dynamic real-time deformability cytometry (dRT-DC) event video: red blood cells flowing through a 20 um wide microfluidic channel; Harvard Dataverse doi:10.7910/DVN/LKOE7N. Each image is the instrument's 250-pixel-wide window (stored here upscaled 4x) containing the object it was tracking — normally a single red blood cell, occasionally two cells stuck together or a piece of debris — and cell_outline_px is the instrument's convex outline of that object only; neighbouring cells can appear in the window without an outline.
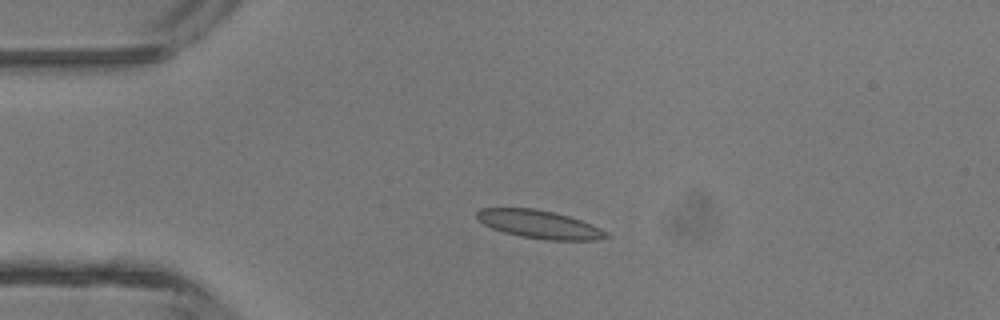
{"species": "common noctule bat (a hibernating species)", "species_latin": "Nyctalus noctula", "temperature_condition": "room temperature", "stored_images_in_passage": 4, "camera_frame_rate_fps": 3000, "um_per_image_px": 0.085, "animal": {"sex": "male", "body_mass_g": 13.3}, "frame": {"image": 1, "passage_image": 4, "time_ms": 1.0, "image_size_px": [1000, 320], "cell_outline_px": [[612, 236], [596, 240], [548, 240], [520, 236], [504, 232], [492, 228], [484, 224], [476, 216], [476, 212], [480, 208], [536, 208], [568, 216], [592, 224], [608, 232]], "centroid_in_image_um": [45.87, 19.07], "position_along_channel_um": 39.1, "area_um2": 21.15}}